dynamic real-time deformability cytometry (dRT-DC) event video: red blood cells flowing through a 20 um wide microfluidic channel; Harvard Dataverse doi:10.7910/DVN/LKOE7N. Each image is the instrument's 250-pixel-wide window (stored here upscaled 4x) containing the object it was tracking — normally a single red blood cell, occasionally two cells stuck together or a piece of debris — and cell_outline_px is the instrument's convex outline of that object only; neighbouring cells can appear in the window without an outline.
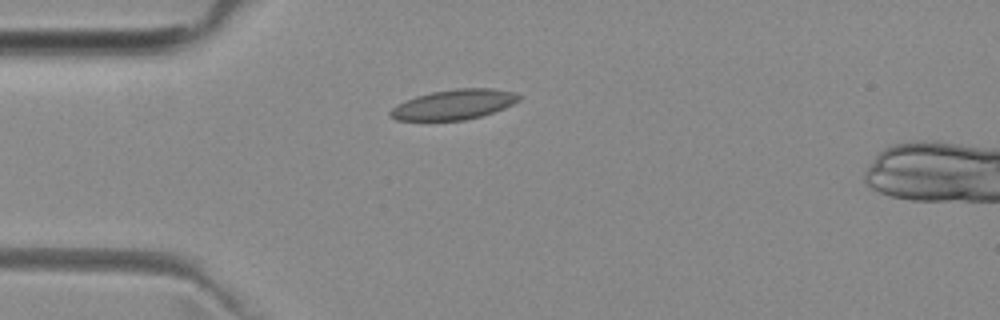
{"species": "common noctule bat (a hibernating species)", "species_latin": "Nyctalus noctula", "temperature_condition": "room temperature", "stored_images_in_passage": 1, "camera_frame_rate_fps": 3000, "um_per_image_px": 0.085, "animal": {"sex": "female", "body_mass_g": 29.2, "forearm_length_mm": 56.3}, "frame": {"image": 1, "passage_image": 1, "time_ms": 0.0, "image_size_px": [1000, 320], "cell_outline_px": [[520, 100], [504, 108], [480, 116], [464, 120], [396, 120], [388, 116], [388, 112], [396, 104], [416, 96], [432, 92], [456, 88], [492, 88], [516, 92], [520, 96]], "centroid_in_image_um": [38.56, 8.88], "position_along_channel_um": 46.4, "area_um2": 22.48}}